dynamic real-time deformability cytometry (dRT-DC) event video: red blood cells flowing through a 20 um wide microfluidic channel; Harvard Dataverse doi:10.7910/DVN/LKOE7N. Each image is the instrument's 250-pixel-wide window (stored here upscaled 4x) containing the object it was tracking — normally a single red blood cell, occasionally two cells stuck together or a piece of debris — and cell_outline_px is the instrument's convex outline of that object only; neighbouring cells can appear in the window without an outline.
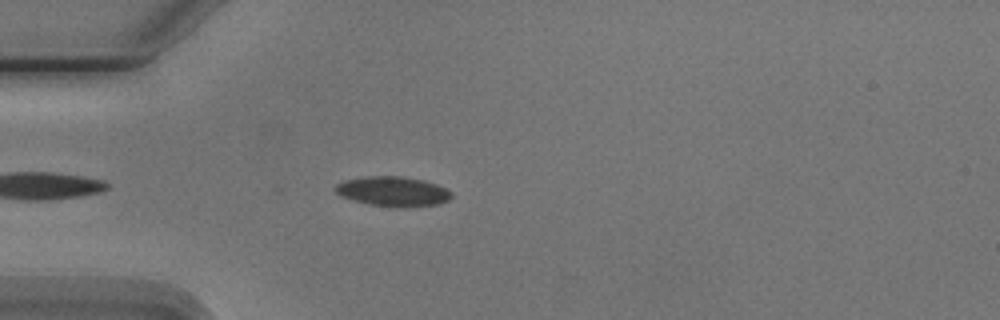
{"species": "Egyptian fruit bat (a non-hibernating species)", "species_latin": "Rousettus aegyptiacus", "temperature_condition": "cold", "stored_images_in_passage": 5, "camera_frame_rate_fps": 3000, "um_per_image_px": 0.085, "animal": {"sex": "male"}, "frame": {"image": 1, "passage_image": 4, "time_ms": 3.667, "image_size_px": [1000, 320], "cell_outline_px": [[452, 196], [448, 200], [440, 204], [408, 208], [396, 208], [368, 204], [352, 200], [340, 196], [332, 188], [336, 184], [344, 180], [368, 176], [400, 176], [424, 180], [436, 184], [452, 192]], "centroid_in_image_um": [33.39, 16.29], "position_along_channel_um": 51.6, "area_um2": 20.52}}